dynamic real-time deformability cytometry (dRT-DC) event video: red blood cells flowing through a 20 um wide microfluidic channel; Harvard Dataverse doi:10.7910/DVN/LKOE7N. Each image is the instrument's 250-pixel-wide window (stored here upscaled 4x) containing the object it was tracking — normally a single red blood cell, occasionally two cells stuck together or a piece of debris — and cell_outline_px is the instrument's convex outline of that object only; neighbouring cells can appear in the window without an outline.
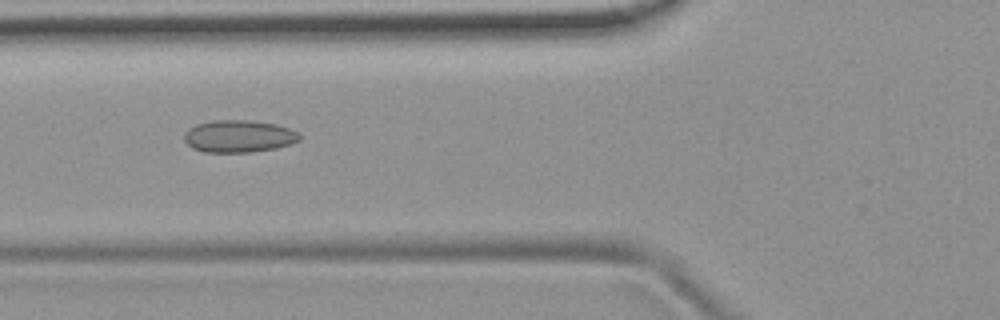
{"species": "common noctule bat (a hibernating species)", "species_latin": "Nyctalus noctula", "temperature_condition": "room temperature", "stored_images_in_passage": 49, "camera_frame_rate_fps": 3000, "um_per_image_px": 0.085, "animal": {"sex": "female", "body_mass_g": 19.9}, "frame": {"image": 1, "passage_image": 16, "time_ms": 5.0, "image_size_px": [1000, 320], "cell_outline_px": [[300, 140], [276, 148], [252, 152], [204, 152], [192, 148], [184, 140], [184, 132], [188, 128], [196, 124], [212, 120], [248, 120], [276, 124], [288, 128], [296, 132], [300, 136]], "centroid_in_image_um": [20.25, 11.58], "position_along_channel_um": 105.6, "area_um2": 21.68}}
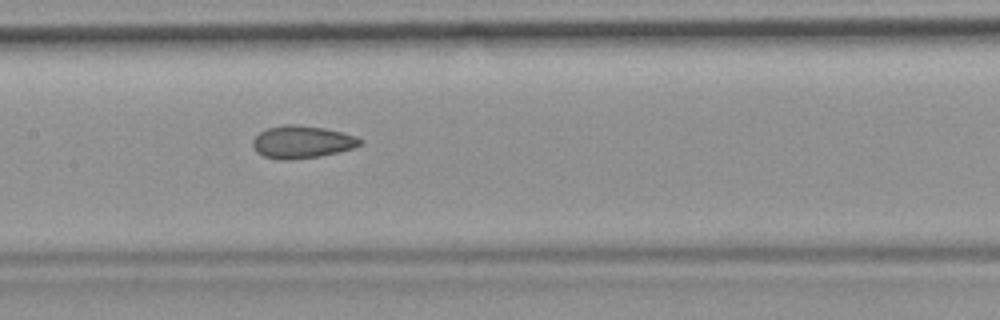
{"frame": {"image": 2, "passage_image": 22, "time_ms": 7.0, "image_size_px": [1000, 320], "cell_outline_px": [[364, 140], [360, 144], [352, 148], [320, 156], [288, 160], [280, 160], [264, 156], [256, 152], [252, 144], [252, 140], [260, 132], [268, 128], [284, 124], [296, 124], [324, 128], [356, 136]], "centroid_in_image_um": [25.64, 12.06], "position_along_channel_um": 181.8, "area_um2": 20.23}}
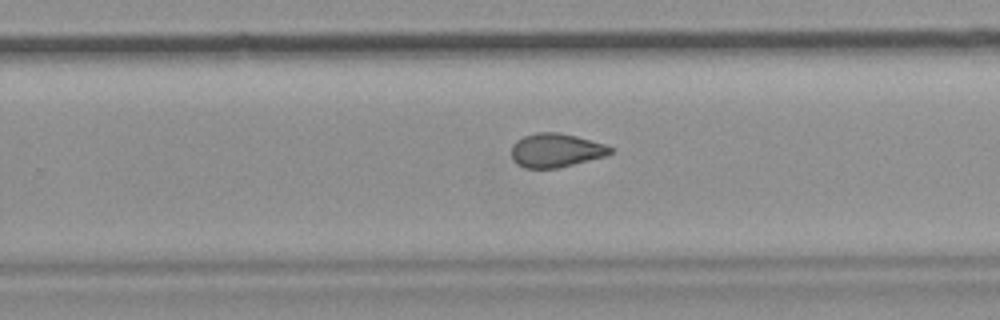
{"frame": {"image": 3, "passage_image": 30, "time_ms": 9.667, "image_size_px": [1000, 320], "cell_outline_px": [[616, 148], [612, 152], [604, 156], [556, 168], [524, 168], [516, 164], [512, 160], [512, 144], [516, 140], [524, 136], [536, 132], [560, 132], [576, 136], [604, 144]], "centroid_in_image_um": [47.22, 12.77], "position_along_channel_um": 282.6, "area_um2": 19.48}, "authors_computed_cell_mechanics": {"area_um2": 20.4034, "velocity_mm_per_s": 3.8, "shape_relaxation_time_tau1_ms": null, "shape_relaxation_time_tau2_ms": 2.5874, "deformation_change_tau1": null, "deformation_change_tau2": 0.0909}}